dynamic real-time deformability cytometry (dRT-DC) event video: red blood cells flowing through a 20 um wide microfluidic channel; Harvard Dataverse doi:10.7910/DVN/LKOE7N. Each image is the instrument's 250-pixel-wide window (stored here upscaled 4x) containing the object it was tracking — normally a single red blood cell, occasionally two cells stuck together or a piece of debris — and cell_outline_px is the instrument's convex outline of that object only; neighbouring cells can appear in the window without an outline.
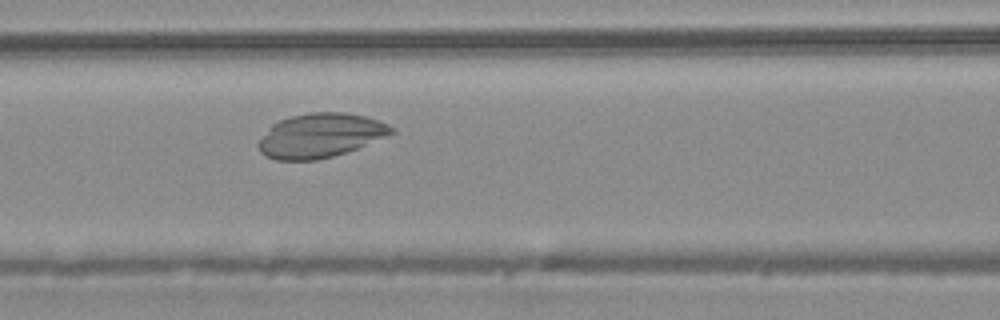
{"species": "common noctule bat (a hibernating species)", "species_latin": "Nyctalus noctula", "temperature_condition": "warm", "stored_images_in_passage": 42, "camera_frame_rate_fps": 3000, "um_per_image_px": 0.085, "animal": {"sex": "male", "body_mass_g": 20.4}, "frame": {"image": 1, "passage_image": 14, "time_ms": 4.333, "image_size_px": [1000, 320], "cell_outline_px": [[396, 132], [356, 148], [332, 156], [316, 160], [276, 160], [264, 156], [260, 152], [256, 144], [272, 124], [280, 120], [292, 116], [308, 112], [344, 112], [364, 116], [388, 124]], "centroid_in_image_um": [27.18, 11.52], "position_along_channel_um": 139.4, "area_um2": 33.99}}
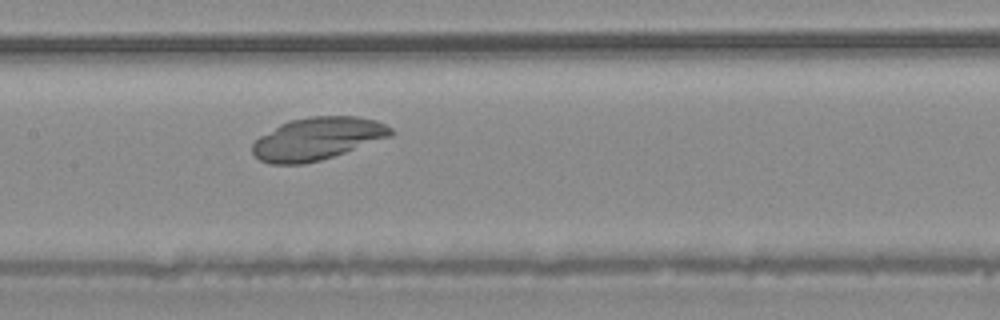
{"frame": {"image": 2, "passage_image": 17, "time_ms": 5.333, "image_size_px": [1000, 320], "cell_outline_px": [[396, 132], [392, 136], [320, 160], [304, 164], [268, 164], [260, 160], [252, 152], [252, 144], [260, 136], [280, 124], [288, 120], [312, 116], [356, 116], [376, 120], [392, 128]], "centroid_in_image_um": [26.97, 11.78], "position_along_channel_um": 180.4, "area_um2": 34.22}}
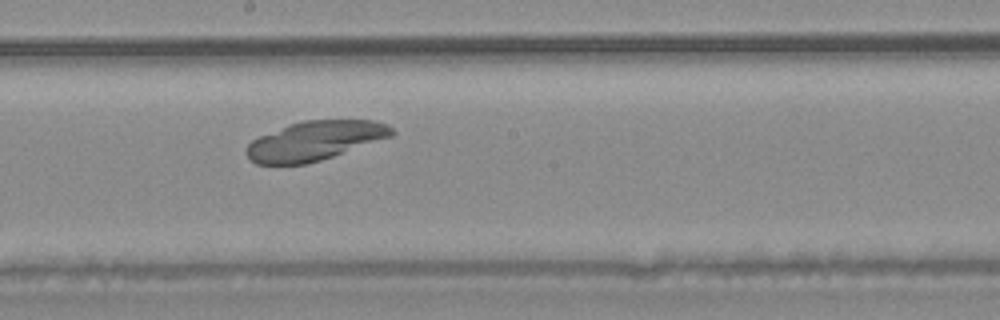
{"frame": {"image": 3, "passage_image": 20, "time_ms": 6.333, "image_size_px": [1000, 320], "cell_outline_px": [[396, 132], [392, 136], [320, 160], [304, 164], [256, 164], [244, 152], [248, 144], [252, 140], [260, 136], [288, 124], [304, 120], [372, 120], [388, 124]], "centroid_in_image_um": [26.76, 11.95], "position_along_channel_um": 221.4, "area_um2": 32.95}}